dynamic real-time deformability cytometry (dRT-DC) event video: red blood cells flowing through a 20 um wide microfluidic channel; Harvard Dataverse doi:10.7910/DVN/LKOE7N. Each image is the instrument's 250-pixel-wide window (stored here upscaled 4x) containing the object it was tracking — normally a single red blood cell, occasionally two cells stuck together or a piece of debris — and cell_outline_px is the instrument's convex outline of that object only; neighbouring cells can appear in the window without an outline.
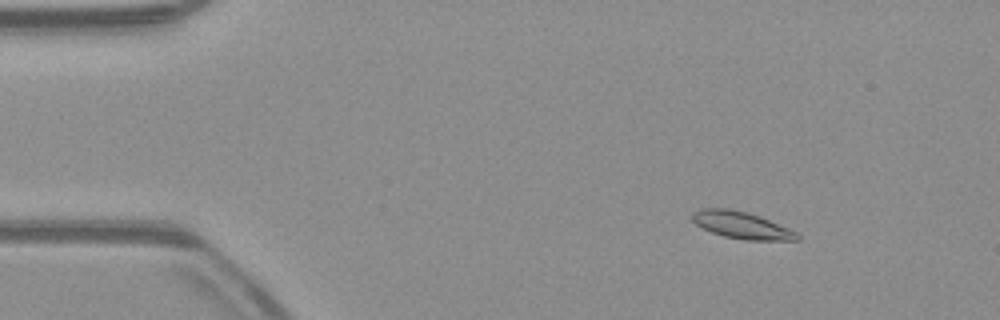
{"species": "common noctule bat (a hibernating species)", "species_latin": "Nyctalus noctula", "temperature_condition": "warm", "stored_images_in_passage": 17, "camera_frame_rate_fps": 3000, "um_per_image_px": 0.085, "animal": {"sex": "male", "body_mass_g": 23.1, "forearm_length_mm": 52.7}, "frame": {"image": 1, "passage_image": 8, "time_ms": 2.333, "image_size_px": [1000, 320], "cell_outline_px": [[800, 240], [744, 240], [724, 236], [712, 232], [696, 224], [692, 220], [692, 212], [700, 208], [728, 208], [748, 212], [760, 216], [788, 228], [796, 232], [800, 236]], "centroid_in_image_um": [63.03, 19.13], "position_along_channel_um": 22.0, "area_um2": 16.47}}